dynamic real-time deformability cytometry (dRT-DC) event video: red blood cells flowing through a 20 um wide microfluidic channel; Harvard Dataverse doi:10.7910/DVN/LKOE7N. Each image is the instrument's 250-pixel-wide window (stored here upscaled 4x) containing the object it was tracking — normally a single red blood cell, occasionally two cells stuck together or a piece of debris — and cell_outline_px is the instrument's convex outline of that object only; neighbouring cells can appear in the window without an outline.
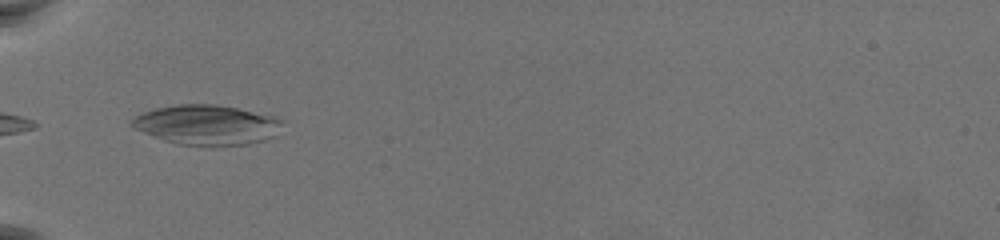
{"species": "common noctule bat (a hibernating species)", "species_latin": "Nyctalus noctula", "temperature_condition": "warm", "stored_images_in_passage": 4, "camera_frame_rate_fps": 3000, "um_per_image_px": 0.085, "animal": {"sex": "female", "body_mass_g": 19.5, "forearm_length_mm": 54.1}, "frame": {"image": 1, "passage_image": 1, "time_ms": 0.0, "image_size_px": [1000, 240], "cell_outline_px": [[284, 120], [276, 136], [264, 140], [248, 144], [216, 148], [208, 148], [176, 144], [164, 140], [132, 128], [132, 120], [136, 116], [144, 112], [156, 108], [180, 104], [216, 104], [276, 116]], "centroid_in_image_um": [17.63, 10.65], "position_along_channel_um": 67.4, "area_um2": 35.66}}